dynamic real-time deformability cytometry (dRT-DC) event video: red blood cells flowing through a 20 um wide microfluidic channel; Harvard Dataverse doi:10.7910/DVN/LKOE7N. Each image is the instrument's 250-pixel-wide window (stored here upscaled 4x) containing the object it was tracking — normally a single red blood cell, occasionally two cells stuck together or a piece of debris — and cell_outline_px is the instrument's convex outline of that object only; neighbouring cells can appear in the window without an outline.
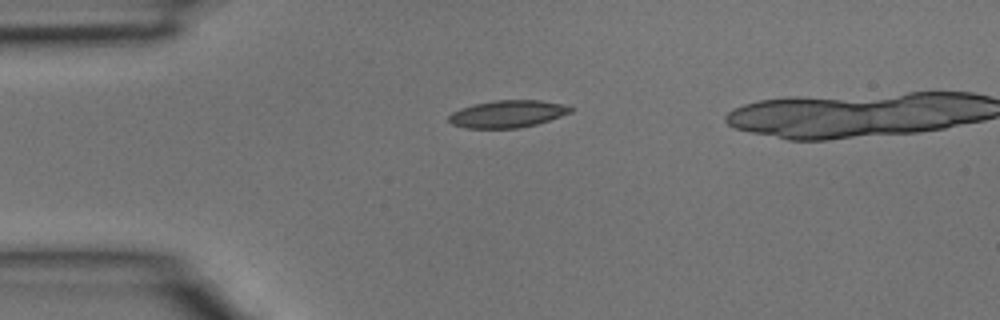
{"species": "common noctule bat (a hibernating species)", "species_latin": "Nyctalus noctula", "temperature_condition": "room temperature", "stored_images_in_passage": 2, "camera_frame_rate_fps": 3000, "um_per_image_px": 0.085, "animal": {"sex": "male", "body_mass_g": 15.6}, "frame": {"image": 1, "passage_image": 1, "time_ms": 0.0, "image_size_px": [1000, 320], "cell_outline_px": [[572, 112], [536, 124], [520, 128], [464, 128], [452, 124], [448, 120], [448, 116], [452, 112], [460, 108], [476, 104], [496, 100], [540, 100], [560, 104], [572, 108]], "centroid_in_image_um": [43.09, 9.69], "position_along_channel_um": 41.9, "area_um2": 19.13}}